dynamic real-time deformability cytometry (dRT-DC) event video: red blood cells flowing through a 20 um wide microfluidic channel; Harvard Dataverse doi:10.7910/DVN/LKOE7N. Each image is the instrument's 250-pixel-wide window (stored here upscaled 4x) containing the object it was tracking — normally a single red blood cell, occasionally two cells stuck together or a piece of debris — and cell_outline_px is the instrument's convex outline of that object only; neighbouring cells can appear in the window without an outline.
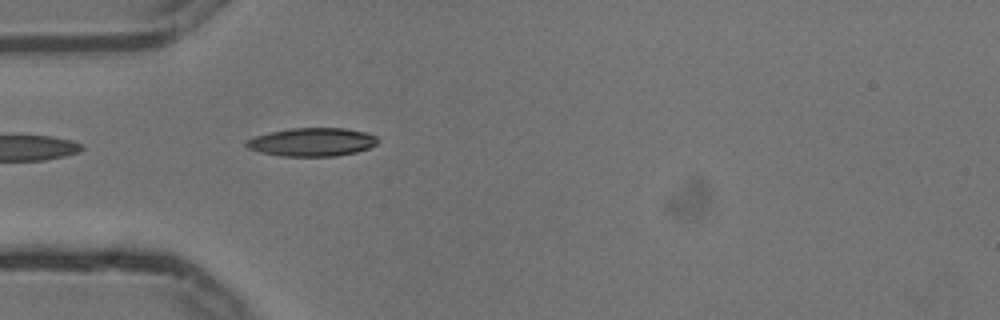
{"species": "common noctule bat (a hibernating species)", "species_latin": "Nyctalus noctula", "temperature_condition": "cold", "stored_images_in_passage": 2, "camera_frame_rate_fps": 3000, "um_per_image_px": 0.085, "animal": {"sex": "male", "body_mass_g": 13.3}, "frame": {"image": 1, "passage_image": 2, "time_ms": 0.333, "image_size_px": [1000, 320], "cell_outline_px": [[380, 140], [376, 144], [368, 148], [356, 152], [336, 156], [280, 156], [260, 152], [248, 148], [244, 144], [248, 140], [256, 136], [272, 132], [292, 128], [344, 128], [364, 132], [376, 136]], "centroid_in_image_um": [26.55, 12.08], "position_along_channel_um": 58.5, "area_um2": 21.56}}